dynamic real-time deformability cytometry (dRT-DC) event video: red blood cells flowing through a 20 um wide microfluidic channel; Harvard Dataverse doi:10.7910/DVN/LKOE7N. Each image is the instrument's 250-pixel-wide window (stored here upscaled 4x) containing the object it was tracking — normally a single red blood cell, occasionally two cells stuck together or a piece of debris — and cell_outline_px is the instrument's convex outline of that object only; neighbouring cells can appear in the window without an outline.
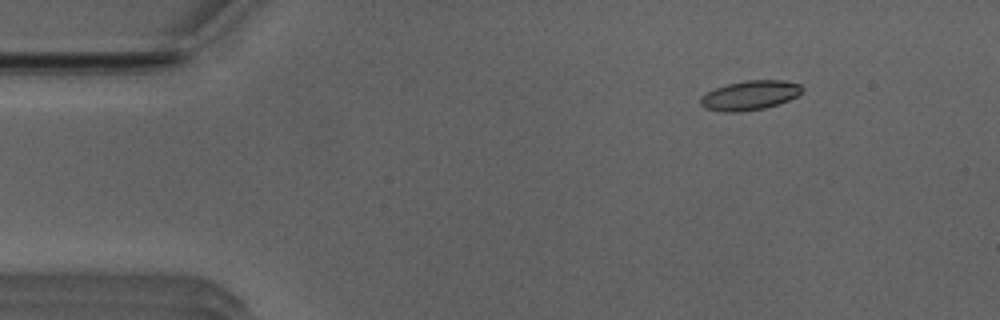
{"species": "Egyptian fruit bat (a non-hibernating species)", "species_latin": "Rousettus aegyptiacus", "temperature_condition": "room temperature", "stored_images_in_passage": 44, "camera_frame_rate_fps": 3000, "um_per_image_px": 0.085, "animal": {"sex": "male"}, "frame": {"image": 1, "passage_image": 1, "time_ms": 0.0, "image_size_px": [1000, 320], "cell_outline_px": [[804, 88], [796, 96], [788, 100], [764, 108], [740, 112], [724, 112], [704, 108], [700, 104], [700, 96], [716, 88], [728, 84], [748, 80], [784, 80], [800, 84]], "centroid_in_image_um": [63.72, 8.1], "position_along_channel_um": 21.3, "area_um2": 17.28}}
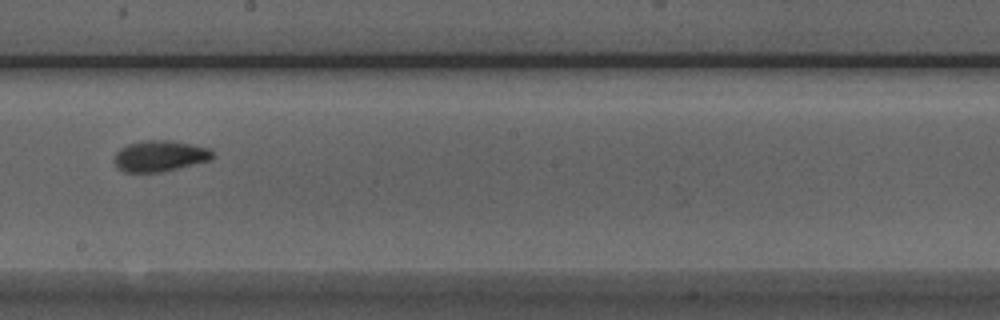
{"frame": {"image": 2, "passage_image": 23, "time_ms": 7.333, "image_size_px": [1000, 320], "cell_outline_px": [[212, 160], [160, 172], [124, 172], [116, 168], [116, 152], [120, 148], [128, 144], [144, 140], [172, 140], [192, 144], [208, 148], [212, 152]], "centroid_in_image_um": [13.58, 13.25], "position_along_channel_um": 234.6, "area_um2": 17.69}}
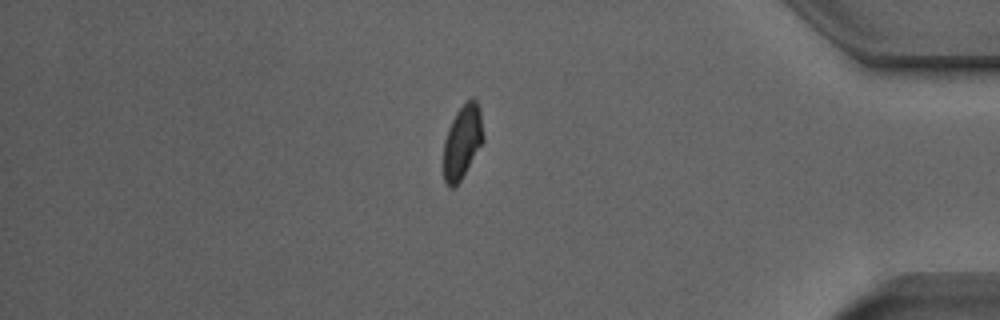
{"frame": {"image": 3, "passage_image": 38, "time_ms": 12.333, "image_size_px": [1000, 320], "cell_outline_px": [[484, 140], [460, 180], [452, 188], [448, 188], [444, 180], [444, 140], [448, 128], [456, 112], [472, 96], [476, 100], [480, 108], [484, 136]], "centroid_in_image_um": [39.3, 12.02], "position_along_channel_um": 395.9, "area_um2": 16.94}}